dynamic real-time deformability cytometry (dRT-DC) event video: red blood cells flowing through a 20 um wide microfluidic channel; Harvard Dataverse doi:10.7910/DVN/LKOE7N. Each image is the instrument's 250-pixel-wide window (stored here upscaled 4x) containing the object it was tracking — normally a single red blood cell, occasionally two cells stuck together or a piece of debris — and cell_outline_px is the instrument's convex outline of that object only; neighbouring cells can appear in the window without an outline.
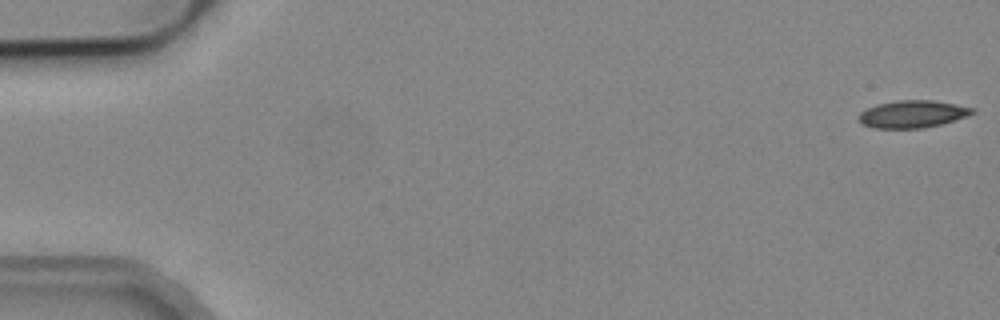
{"species": "common noctule bat (a hibernating species)", "species_latin": "Nyctalus noctula", "temperature_condition": "cold", "stored_images_in_passage": 15, "camera_frame_rate_fps": 3000, "um_per_image_px": 0.085, "animal": {"sex": "male", "body_mass_g": 19.2, "forearm_length_mm": 51.8}, "frame": {"image": 1, "passage_image": 1, "time_ms": 0.0, "image_size_px": [1000, 320], "cell_outline_px": [[976, 112], [968, 116], [940, 124], [924, 128], [872, 128], [860, 124], [860, 112], [876, 104], [896, 100], [932, 100], [976, 108]], "centroid_in_image_um": [77.57, 9.69], "position_along_channel_um": 7.4, "area_um2": 18.15}}
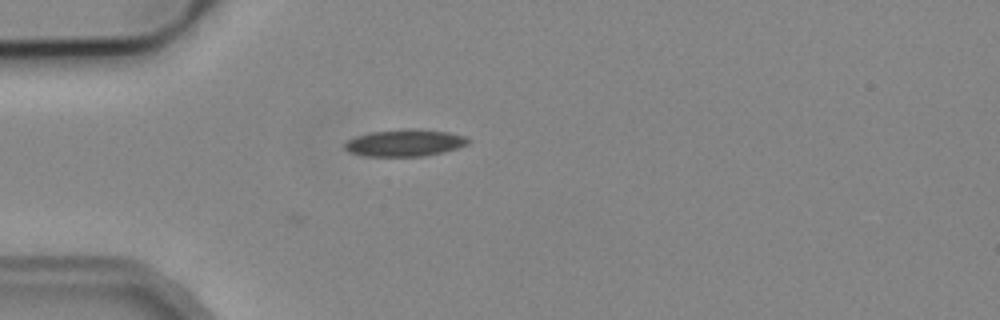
{"frame": {"image": 2, "passage_image": 15, "time_ms": 4.667, "image_size_px": [1000, 320], "cell_outline_px": [[468, 144], [444, 152], [424, 156], [364, 156], [348, 152], [344, 148], [344, 144], [348, 140], [356, 136], [368, 132], [400, 128], [416, 128], [448, 132], [464, 136], [468, 140]], "centroid_in_image_um": [34.36, 12.13], "position_along_channel_um": 50.6, "area_um2": 19.59}}